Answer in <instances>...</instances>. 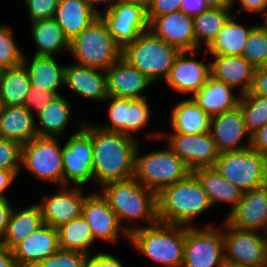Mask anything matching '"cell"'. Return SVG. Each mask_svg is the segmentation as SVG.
<instances>
[{
    "label": "cell",
    "mask_w": 267,
    "mask_h": 267,
    "mask_svg": "<svg viewBox=\"0 0 267 267\" xmlns=\"http://www.w3.org/2000/svg\"><path fill=\"white\" fill-rule=\"evenodd\" d=\"M94 185L134 178L135 154L141 140L91 124Z\"/></svg>",
    "instance_id": "6da1fadb"
},
{
    "label": "cell",
    "mask_w": 267,
    "mask_h": 267,
    "mask_svg": "<svg viewBox=\"0 0 267 267\" xmlns=\"http://www.w3.org/2000/svg\"><path fill=\"white\" fill-rule=\"evenodd\" d=\"M211 207L202 184L192 172L157 193V216L162 223L192 227L193 220Z\"/></svg>",
    "instance_id": "7a4b0ae2"
},
{
    "label": "cell",
    "mask_w": 267,
    "mask_h": 267,
    "mask_svg": "<svg viewBox=\"0 0 267 267\" xmlns=\"http://www.w3.org/2000/svg\"><path fill=\"white\" fill-rule=\"evenodd\" d=\"M101 195L107 200L111 209L116 213L120 225L128 232L132 226L123 222L145 220L153 225L158 222L157 193L144 187L135 178L122 181H112L100 187Z\"/></svg>",
    "instance_id": "3957f363"
},
{
    "label": "cell",
    "mask_w": 267,
    "mask_h": 267,
    "mask_svg": "<svg viewBox=\"0 0 267 267\" xmlns=\"http://www.w3.org/2000/svg\"><path fill=\"white\" fill-rule=\"evenodd\" d=\"M128 240L143 256L163 267H182L184 263L185 226L157 222L132 226Z\"/></svg>",
    "instance_id": "277c9868"
},
{
    "label": "cell",
    "mask_w": 267,
    "mask_h": 267,
    "mask_svg": "<svg viewBox=\"0 0 267 267\" xmlns=\"http://www.w3.org/2000/svg\"><path fill=\"white\" fill-rule=\"evenodd\" d=\"M180 51L168 45L150 30L122 49L121 57L143 73L151 83L165 80Z\"/></svg>",
    "instance_id": "5b68a950"
},
{
    "label": "cell",
    "mask_w": 267,
    "mask_h": 267,
    "mask_svg": "<svg viewBox=\"0 0 267 267\" xmlns=\"http://www.w3.org/2000/svg\"><path fill=\"white\" fill-rule=\"evenodd\" d=\"M69 52L77 64L107 70L121 57L122 49L97 17L70 41Z\"/></svg>",
    "instance_id": "8992f818"
},
{
    "label": "cell",
    "mask_w": 267,
    "mask_h": 267,
    "mask_svg": "<svg viewBox=\"0 0 267 267\" xmlns=\"http://www.w3.org/2000/svg\"><path fill=\"white\" fill-rule=\"evenodd\" d=\"M135 154L134 178L144 187L158 193L164 187L185 179L192 171L169 147Z\"/></svg>",
    "instance_id": "52a82bcc"
},
{
    "label": "cell",
    "mask_w": 267,
    "mask_h": 267,
    "mask_svg": "<svg viewBox=\"0 0 267 267\" xmlns=\"http://www.w3.org/2000/svg\"><path fill=\"white\" fill-rule=\"evenodd\" d=\"M63 145L58 137L36 136L22 145L21 166L39 181L63 186Z\"/></svg>",
    "instance_id": "ba28073f"
},
{
    "label": "cell",
    "mask_w": 267,
    "mask_h": 267,
    "mask_svg": "<svg viewBox=\"0 0 267 267\" xmlns=\"http://www.w3.org/2000/svg\"><path fill=\"white\" fill-rule=\"evenodd\" d=\"M213 167L243 192L265 186V154L251 148L219 153Z\"/></svg>",
    "instance_id": "9c48e42d"
},
{
    "label": "cell",
    "mask_w": 267,
    "mask_h": 267,
    "mask_svg": "<svg viewBox=\"0 0 267 267\" xmlns=\"http://www.w3.org/2000/svg\"><path fill=\"white\" fill-rule=\"evenodd\" d=\"M79 125L78 131L72 133L63 146V186L94 183L91 123Z\"/></svg>",
    "instance_id": "30bf717a"
},
{
    "label": "cell",
    "mask_w": 267,
    "mask_h": 267,
    "mask_svg": "<svg viewBox=\"0 0 267 267\" xmlns=\"http://www.w3.org/2000/svg\"><path fill=\"white\" fill-rule=\"evenodd\" d=\"M221 223L220 228L219 226L215 228L210 223L200 229L198 226H185L184 263L182 267L224 266L226 262L223 222Z\"/></svg>",
    "instance_id": "8fae6325"
},
{
    "label": "cell",
    "mask_w": 267,
    "mask_h": 267,
    "mask_svg": "<svg viewBox=\"0 0 267 267\" xmlns=\"http://www.w3.org/2000/svg\"><path fill=\"white\" fill-rule=\"evenodd\" d=\"M225 262L242 267H266L267 234L241 230L223 220Z\"/></svg>",
    "instance_id": "7c38bea8"
},
{
    "label": "cell",
    "mask_w": 267,
    "mask_h": 267,
    "mask_svg": "<svg viewBox=\"0 0 267 267\" xmlns=\"http://www.w3.org/2000/svg\"><path fill=\"white\" fill-rule=\"evenodd\" d=\"M148 137L156 141L167 138L168 147L191 171L202 167H213L219 156L209 132L195 135L173 132L166 135L164 132L152 131Z\"/></svg>",
    "instance_id": "4fadbf2b"
},
{
    "label": "cell",
    "mask_w": 267,
    "mask_h": 267,
    "mask_svg": "<svg viewBox=\"0 0 267 267\" xmlns=\"http://www.w3.org/2000/svg\"><path fill=\"white\" fill-rule=\"evenodd\" d=\"M99 17L121 49L149 30L147 9L139 4L120 1Z\"/></svg>",
    "instance_id": "5bb4252c"
},
{
    "label": "cell",
    "mask_w": 267,
    "mask_h": 267,
    "mask_svg": "<svg viewBox=\"0 0 267 267\" xmlns=\"http://www.w3.org/2000/svg\"><path fill=\"white\" fill-rule=\"evenodd\" d=\"M199 50L181 51L174 59L170 72L165 79L168 86L182 94L198 92L211 76L210 63L195 59Z\"/></svg>",
    "instance_id": "9a60e30c"
},
{
    "label": "cell",
    "mask_w": 267,
    "mask_h": 267,
    "mask_svg": "<svg viewBox=\"0 0 267 267\" xmlns=\"http://www.w3.org/2000/svg\"><path fill=\"white\" fill-rule=\"evenodd\" d=\"M69 188V189H68ZM83 186H61L55 194L43 196L39 206L43 222L58 228L60 225L82 216L83 204L88 195H84Z\"/></svg>",
    "instance_id": "2e32d148"
},
{
    "label": "cell",
    "mask_w": 267,
    "mask_h": 267,
    "mask_svg": "<svg viewBox=\"0 0 267 267\" xmlns=\"http://www.w3.org/2000/svg\"><path fill=\"white\" fill-rule=\"evenodd\" d=\"M82 216L89 224L94 240L115 244L121 235L129 238V233L120 225L116 213L99 191L88 194Z\"/></svg>",
    "instance_id": "e0dca14e"
},
{
    "label": "cell",
    "mask_w": 267,
    "mask_h": 267,
    "mask_svg": "<svg viewBox=\"0 0 267 267\" xmlns=\"http://www.w3.org/2000/svg\"><path fill=\"white\" fill-rule=\"evenodd\" d=\"M217 151L232 152L250 148L251 135L247 131L240 106L211 117L210 131ZM247 137V143L241 142ZM242 140V141H241Z\"/></svg>",
    "instance_id": "ac0fdd59"
},
{
    "label": "cell",
    "mask_w": 267,
    "mask_h": 267,
    "mask_svg": "<svg viewBox=\"0 0 267 267\" xmlns=\"http://www.w3.org/2000/svg\"><path fill=\"white\" fill-rule=\"evenodd\" d=\"M225 220L241 230L267 233V186L245 191Z\"/></svg>",
    "instance_id": "d6986e66"
},
{
    "label": "cell",
    "mask_w": 267,
    "mask_h": 267,
    "mask_svg": "<svg viewBox=\"0 0 267 267\" xmlns=\"http://www.w3.org/2000/svg\"><path fill=\"white\" fill-rule=\"evenodd\" d=\"M149 30L180 52L196 50L193 17L182 11L155 17L149 23Z\"/></svg>",
    "instance_id": "ffe728a7"
},
{
    "label": "cell",
    "mask_w": 267,
    "mask_h": 267,
    "mask_svg": "<svg viewBox=\"0 0 267 267\" xmlns=\"http://www.w3.org/2000/svg\"><path fill=\"white\" fill-rule=\"evenodd\" d=\"M57 228L43 224L13 249L19 267H34L59 249Z\"/></svg>",
    "instance_id": "44dd1931"
},
{
    "label": "cell",
    "mask_w": 267,
    "mask_h": 267,
    "mask_svg": "<svg viewBox=\"0 0 267 267\" xmlns=\"http://www.w3.org/2000/svg\"><path fill=\"white\" fill-rule=\"evenodd\" d=\"M106 71L108 96L141 99L147 98L143 90L151 81L138 69L120 57Z\"/></svg>",
    "instance_id": "7402d4cb"
},
{
    "label": "cell",
    "mask_w": 267,
    "mask_h": 267,
    "mask_svg": "<svg viewBox=\"0 0 267 267\" xmlns=\"http://www.w3.org/2000/svg\"><path fill=\"white\" fill-rule=\"evenodd\" d=\"M64 85L84 99L101 102L108 97L107 76L103 69L80 64L66 65Z\"/></svg>",
    "instance_id": "603a6c76"
},
{
    "label": "cell",
    "mask_w": 267,
    "mask_h": 267,
    "mask_svg": "<svg viewBox=\"0 0 267 267\" xmlns=\"http://www.w3.org/2000/svg\"><path fill=\"white\" fill-rule=\"evenodd\" d=\"M210 62L211 77L225 83L234 89H239V94L249 92L256 68L243 56L238 55H212Z\"/></svg>",
    "instance_id": "cb8c5ba5"
},
{
    "label": "cell",
    "mask_w": 267,
    "mask_h": 267,
    "mask_svg": "<svg viewBox=\"0 0 267 267\" xmlns=\"http://www.w3.org/2000/svg\"><path fill=\"white\" fill-rule=\"evenodd\" d=\"M28 58L25 53L22 64L28 72L31 85L60 95L59 88L64 84L66 65L59 64L54 56L34 55L31 60Z\"/></svg>",
    "instance_id": "d4e9b609"
},
{
    "label": "cell",
    "mask_w": 267,
    "mask_h": 267,
    "mask_svg": "<svg viewBox=\"0 0 267 267\" xmlns=\"http://www.w3.org/2000/svg\"><path fill=\"white\" fill-rule=\"evenodd\" d=\"M225 83L209 77L205 85L196 92L192 100L210 117L238 106L240 94Z\"/></svg>",
    "instance_id": "484cf974"
},
{
    "label": "cell",
    "mask_w": 267,
    "mask_h": 267,
    "mask_svg": "<svg viewBox=\"0 0 267 267\" xmlns=\"http://www.w3.org/2000/svg\"><path fill=\"white\" fill-rule=\"evenodd\" d=\"M35 123V117L25 106H3L0 111V138L26 144L38 136Z\"/></svg>",
    "instance_id": "4316f807"
},
{
    "label": "cell",
    "mask_w": 267,
    "mask_h": 267,
    "mask_svg": "<svg viewBox=\"0 0 267 267\" xmlns=\"http://www.w3.org/2000/svg\"><path fill=\"white\" fill-rule=\"evenodd\" d=\"M207 194L210 204L226 203L231 206L227 216L236 208L243 191L225 179L214 167H202L192 171Z\"/></svg>",
    "instance_id": "83f0119b"
},
{
    "label": "cell",
    "mask_w": 267,
    "mask_h": 267,
    "mask_svg": "<svg viewBox=\"0 0 267 267\" xmlns=\"http://www.w3.org/2000/svg\"><path fill=\"white\" fill-rule=\"evenodd\" d=\"M97 17L86 0H59L53 19L71 41Z\"/></svg>",
    "instance_id": "f1b7e54d"
},
{
    "label": "cell",
    "mask_w": 267,
    "mask_h": 267,
    "mask_svg": "<svg viewBox=\"0 0 267 267\" xmlns=\"http://www.w3.org/2000/svg\"><path fill=\"white\" fill-rule=\"evenodd\" d=\"M17 210L13 208L6 233L0 242L1 246L10 250L44 224L38 203Z\"/></svg>",
    "instance_id": "f546056e"
},
{
    "label": "cell",
    "mask_w": 267,
    "mask_h": 267,
    "mask_svg": "<svg viewBox=\"0 0 267 267\" xmlns=\"http://www.w3.org/2000/svg\"><path fill=\"white\" fill-rule=\"evenodd\" d=\"M172 132L188 135L210 131L211 117L191 97L177 103L170 115Z\"/></svg>",
    "instance_id": "4dcf8cb0"
},
{
    "label": "cell",
    "mask_w": 267,
    "mask_h": 267,
    "mask_svg": "<svg viewBox=\"0 0 267 267\" xmlns=\"http://www.w3.org/2000/svg\"><path fill=\"white\" fill-rule=\"evenodd\" d=\"M31 38L36 46L34 55L38 56H55L63 50L69 52L70 41L65 36L63 29L52 18L31 23Z\"/></svg>",
    "instance_id": "1f68e13d"
},
{
    "label": "cell",
    "mask_w": 267,
    "mask_h": 267,
    "mask_svg": "<svg viewBox=\"0 0 267 267\" xmlns=\"http://www.w3.org/2000/svg\"><path fill=\"white\" fill-rule=\"evenodd\" d=\"M69 100L62 94L47 104L35 118V128L38 136L60 137L64 135L65 127L70 123L72 115Z\"/></svg>",
    "instance_id": "d6a6232c"
},
{
    "label": "cell",
    "mask_w": 267,
    "mask_h": 267,
    "mask_svg": "<svg viewBox=\"0 0 267 267\" xmlns=\"http://www.w3.org/2000/svg\"><path fill=\"white\" fill-rule=\"evenodd\" d=\"M232 15L218 32L213 42L205 49V55H243L245 43L251 30L257 25H241Z\"/></svg>",
    "instance_id": "836d02e7"
},
{
    "label": "cell",
    "mask_w": 267,
    "mask_h": 267,
    "mask_svg": "<svg viewBox=\"0 0 267 267\" xmlns=\"http://www.w3.org/2000/svg\"><path fill=\"white\" fill-rule=\"evenodd\" d=\"M32 85L23 64L3 69L0 77V96L3 106H24Z\"/></svg>",
    "instance_id": "e575fe53"
},
{
    "label": "cell",
    "mask_w": 267,
    "mask_h": 267,
    "mask_svg": "<svg viewBox=\"0 0 267 267\" xmlns=\"http://www.w3.org/2000/svg\"><path fill=\"white\" fill-rule=\"evenodd\" d=\"M59 247L90 256L95 240L91 228L83 216L66 222L57 228Z\"/></svg>",
    "instance_id": "d590c367"
},
{
    "label": "cell",
    "mask_w": 267,
    "mask_h": 267,
    "mask_svg": "<svg viewBox=\"0 0 267 267\" xmlns=\"http://www.w3.org/2000/svg\"><path fill=\"white\" fill-rule=\"evenodd\" d=\"M232 9L210 8L200 15L193 17V27L196 50L205 44L207 48L216 38L227 20L232 16Z\"/></svg>",
    "instance_id": "8d00e7d4"
},
{
    "label": "cell",
    "mask_w": 267,
    "mask_h": 267,
    "mask_svg": "<svg viewBox=\"0 0 267 267\" xmlns=\"http://www.w3.org/2000/svg\"><path fill=\"white\" fill-rule=\"evenodd\" d=\"M238 105L250 135L267 124V96L246 92L241 94Z\"/></svg>",
    "instance_id": "74e56055"
},
{
    "label": "cell",
    "mask_w": 267,
    "mask_h": 267,
    "mask_svg": "<svg viewBox=\"0 0 267 267\" xmlns=\"http://www.w3.org/2000/svg\"><path fill=\"white\" fill-rule=\"evenodd\" d=\"M14 31L9 25L0 24V67L8 69L22 64L24 52L18 46Z\"/></svg>",
    "instance_id": "f35d334b"
},
{
    "label": "cell",
    "mask_w": 267,
    "mask_h": 267,
    "mask_svg": "<svg viewBox=\"0 0 267 267\" xmlns=\"http://www.w3.org/2000/svg\"><path fill=\"white\" fill-rule=\"evenodd\" d=\"M148 98L129 99L126 115V135L135 137V133L150 124V107Z\"/></svg>",
    "instance_id": "ab89813d"
},
{
    "label": "cell",
    "mask_w": 267,
    "mask_h": 267,
    "mask_svg": "<svg viewBox=\"0 0 267 267\" xmlns=\"http://www.w3.org/2000/svg\"><path fill=\"white\" fill-rule=\"evenodd\" d=\"M242 56L255 68H258L267 56V34L259 24L249 33Z\"/></svg>",
    "instance_id": "60d3db41"
},
{
    "label": "cell",
    "mask_w": 267,
    "mask_h": 267,
    "mask_svg": "<svg viewBox=\"0 0 267 267\" xmlns=\"http://www.w3.org/2000/svg\"><path fill=\"white\" fill-rule=\"evenodd\" d=\"M106 101H110L107 110L108 123L100 125L101 129L106 131L120 132L126 134V115L128 108V98L108 96Z\"/></svg>",
    "instance_id": "b9f144b4"
},
{
    "label": "cell",
    "mask_w": 267,
    "mask_h": 267,
    "mask_svg": "<svg viewBox=\"0 0 267 267\" xmlns=\"http://www.w3.org/2000/svg\"><path fill=\"white\" fill-rule=\"evenodd\" d=\"M88 259L87 254L59 248L34 267H85Z\"/></svg>",
    "instance_id": "7bdbcfd3"
},
{
    "label": "cell",
    "mask_w": 267,
    "mask_h": 267,
    "mask_svg": "<svg viewBox=\"0 0 267 267\" xmlns=\"http://www.w3.org/2000/svg\"><path fill=\"white\" fill-rule=\"evenodd\" d=\"M22 145L14 140L0 138V169L18 176L21 169Z\"/></svg>",
    "instance_id": "ee69618b"
},
{
    "label": "cell",
    "mask_w": 267,
    "mask_h": 267,
    "mask_svg": "<svg viewBox=\"0 0 267 267\" xmlns=\"http://www.w3.org/2000/svg\"><path fill=\"white\" fill-rule=\"evenodd\" d=\"M30 23L54 18L59 0H24Z\"/></svg>",
    "instance_id": "f6af8a7d"
},
{
    "label": "cell",
    "mask_w": 267,
    "mask_h": 267,
    "mask_svg": "<svg viewBox=\"0 0 267 267\" xmlns=\"http://www.w3.org/2000/svg\"><path fill=\"white\" fill-rule=\"evenodd\" d=\"M58 96L55 92L43 91L42 89H36L31 87L29 94L27 95L24 106L31 111L33 116L39 115V113ZM36 113V114H35Z\"/></svg>",
    "instance_id": "bcb514c9"
},
{
    "label": "cell",
    "mask_w": 267,
    "mask_h": 267,
    "mask_svg": "<svg viewBox=\"0 0 267 267\" xmlns=\"http://www.w3.org/2000/svg\"><path fill=\"white\" fill-rule=\"evenodd\" d=\"M182 0H151L147 7V19L150 23L155 17L180 11Z\"/></svg>",
    "instance_id": "7dc6e473"
},
{
    "label": "cell",
    "mask_w": 267,
    "mask_h": 267,
    "mask_svg": "<svg viewBox=\"0 0 267 267\" xmlns=\"http://www.w3.org/2000/svg\"><path fill=\"white\" fill-rule=\"evenodd\" d=\"M85 267H124L121 260L109 253H96L89 256Z\"/></svg>",
    "instance_id": "c3c4849f"
},
{
    "label": "cell",
    "mask_w": 267,
    "mask_h": 267,
    "mask_svg": "<svg viewBox=\"0 0 267 267\" xmlns=\"http://www.w3.org/2000/svg\"><path fill=\"white\" fill-rule=\"evenodd\" d=\"M236 2L240 5L237 9L238 14H240L243 9L254 14H264L267 11V0H232V7L236 5L234 4Z\"/></svg>",
    "instance_id": "681fc988"
},
{
    "label": "cell",
    "mask_w": 267,
    "mask_h": 267,
    "mask_svg": "<svg viewBox=\"0 0 267 267\" xmlns=\"http://www.w3.org/2000/svg\"><path fill=\"white\" fill-rule=\"evenodd\" d=\"M208 9L210 8L204 0H182L180 11L187 16L196 17Z\"/></svg>",
    "instance_id": "f907efd6"
},
{
    "label": "cell",
    "mask_w": 267,
    "mask_h": 267,
    "mask_svg": "<svg viewBox=\"0 0 267 267\" xmlns=\"http://www.w3.org/2000/svg\"><path fill=\"white\" fill-rule=\"evenodd\" d=\"M250 148L262 154H267V124L251 135Z\"/></svg>",
    "instance_id": "816d5d0a"
},
{
    "label": "cell",
    "mask_w": 267,
    "mask_h": 267,
    "mask_svg": "<svg viewBox=\"0 0 267 267\" xmlns=\"http://www.w3.org/2000/svg\"><path fill=\"white\" fill-rule=\"evenodd\" d=\"M13 206L10 200L5 197L0 199V242L6 233L7 226L9 224L10 215L12 213Z\"/></svg>",
    "instance_id": "f5cc1de1"
},
{
    "label": "cell",
    "mask_w": 267,
    "mask_h": 267,
    "mask_svg": "<svg viewBox=\"0 0 267 267\" xmlns=\"http://www.w3.org/2000/svg\"><path fill=\"white\" fill-rule=\"evenodd\" d=\"M250 93L267 96V72L255 71Z\"/></svg>",
    "instance_id": "db71d44e"
},
{
    "label": "cell",
    "mask_w": 267,
    "mask_h": 267,
    "mask_svg": "<svg viewBox=\"0 0 267 267\" xmlns=\"http://www.w3.org/2000/svg\"><path fill=\"white\" fill-rule=\"evenodd\" d=\"M16 177L17 176L12 171L0 169V199L5 197L8 198L4 192H6V189L13 184Z\"/></svg>",
    "instance_id": "11a10c76"
},
{
    "label": "cell",
    "mask_w": 267,
    "mask_h": 267,
    "mask_svg": "<svg viewBox=\"0 0 267 267\" xmlns=\"http://www.w3.org/2000/svg\"><path fill=\"white\" fill-rule=\"evenodd\" d=\"M0 267H19L12 250L0 245Z\"/></svg>",
    "instance_id": "9f6ffc18"
},
{
    "label": "cell",
    "mask_w": 267,
    "mask_h": 267,
    "mask_svg": "<svg viewBox=\"0 0 267 267\" xmlns=\"http://www.w3.org/2000/svg\"><path fill=\"white\" fill-rule=\"evenodd\" d=\"M88 4L90 5L91 9L98 15L100 16L102 13H105L109 11L111 8H113L115 5H117L121 0H86ZM106 4L107 6L105 7L104 11L101 12L100 9L96 6L97 4ZM109 3V4H108Z\"/></svg>",
    "instance_id": "6f0895ef"
},
{
    "label": "cell",
    "mask_w": 267,
    "mask_h": 267,
    "mask_svg": "<svg viewBox=\"0 0 267 267\" xmlns=\"http://www.w3.org/2000/svg\"><path fill=\"white\" fill-rule=\"evenodd\" d=\"M209 8L232 9V0H204Z\"/></svg>",
    "instance_id": "680465c9"
},
{
    "label": "cell",
    "mask_w": 267,
    "mask_h": 267,
    "mask_svg": "<svg viewBox=\"0 0 267 267\" xmlns=\"http://www.w3.org/2000/svg\"><path fill=\"white\" fill-rule=\"evenodd\" d=\"M127 3H135L139 4L147 9L148 5L150 4L151 0H121Z\"/></svg>",
    "instance_id": "91938a15"
},
{
    "label": "cell",
    "mask_w": 267,
    "mask_h": 267,
    "mask_svg": "<svg viewBox=\"0 0 267 267\" xmlns=\"http://www.w3.org/2000/svg\"><path fill=\"white\" fill-rule=\"evenodd\" d=\"M262 18H263V23L259 24L260 27L265 31V33L267 34V11L262 14Z\"/></svg>",
    "instance_id": "94428289"
},
{
    "label": "cell",
    "mask_w": 267,
    "mask_h": 267,
    "mask_svg": "<svg viewBox=\"0 0 267 267\" xmlns=\"http://www.w3.org/2000/svg\"><path fill=\"white\" fill-rule=\"evenodd\" d=\"M255 71H265V72H267V56L265 57L263 62L260 64V66L258 68H256Z\"/></svg>",
    "instance_id": "6125c7cd"
},
{
    "label": "cell",
    "mask_w": 267,
    "mask_h": 267,
    "mask_svg": "<svg viewBox=\"0 0 267 267\" xmlns=\"http://www.w3.org/2000/svg\"><path fill=\"white\" fill-rule=\"evenodd\" d=\"M265 185L267 186V154H265Z\"/></svg>",
    "instance_id": "be15d7a7"
},
{
    "label": "cell",
    "mask_w": 267,
    "mask_h": 267,
    "mask_svg": "<svg viewBox=\"0 0 267 267\" xmlns=\"http://www.w3.org/2000/svg\"><path fill=\"white\" fill-rule=\"evenodd\" d=\"M223 267H242V266H236V265L225 263Z\"/></svg>",
    "instance_id": "e7e4bbea"
},
{
    "label": "cell",
    "mask_w": 267,
    "mask_h": 267,
    "mask_svg": "<svg viewBox=\"0 0 267 267\" xmlns=\"http://www.w3.org/2000/svg\"><path fill=\"white\" fill-rule=\"evenodd\" d=\"M3 108V104H2V100H1V96H0V111L2 110Z\"/></svg>",
    "instance_id": "03108f58"
},
{
    "label": "cell",
    "mask_w": 267,
    "mask_h": 267,
    "mask_svg": "<svg viewBox=\"0 0 267 267\" xmlns=\"http://www.w3.org/2000/svg\"><path fill=\"white\" fill-rule=\"evenodd\" d=\"M2 71H3V69L0 67V77H1Z\"/></svg>",
    "instance_id": "003e7915"
}]
</instances>
